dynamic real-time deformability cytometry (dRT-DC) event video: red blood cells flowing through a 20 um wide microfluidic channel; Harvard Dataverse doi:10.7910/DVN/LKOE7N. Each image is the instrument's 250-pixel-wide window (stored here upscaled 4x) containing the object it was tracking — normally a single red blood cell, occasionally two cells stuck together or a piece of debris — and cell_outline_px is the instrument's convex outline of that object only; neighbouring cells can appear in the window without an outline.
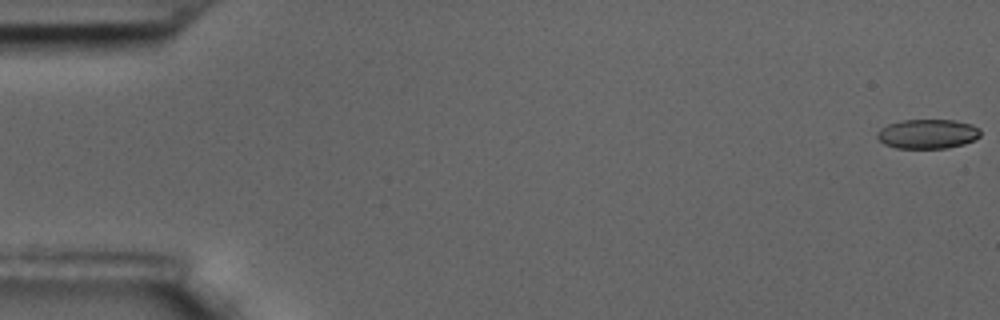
{"species": "common noctule bat (a hibernating species)", "species_latin": "Nyctalus noctula", "temperature_condition": "room temperature", "stored_images_in_passage": 56, "camera_frame_rate_fps": 3000, "um_per_image_px": 0.085, "animal": {"sex": "male", "body_mass_g": 17.5, "forearm_length_mm": 52.3}, "frame": {"image": 1, "passage_image": 1, "time_ms": 0.0, "image_size_px": [1000, 320], "cell_outline_px": [[980, 136], [964, 144], [948, 148], [896, 148], [884, 144], [876, 136], [876, 132], [880, 128], [888, 124], [900, 120], [952, 120], [972, 124], [980, 128]], "centroid_in_image_um": [78.83, 11.38], "position_along_channel_um": 6.2, "area_um2": 17.8}}
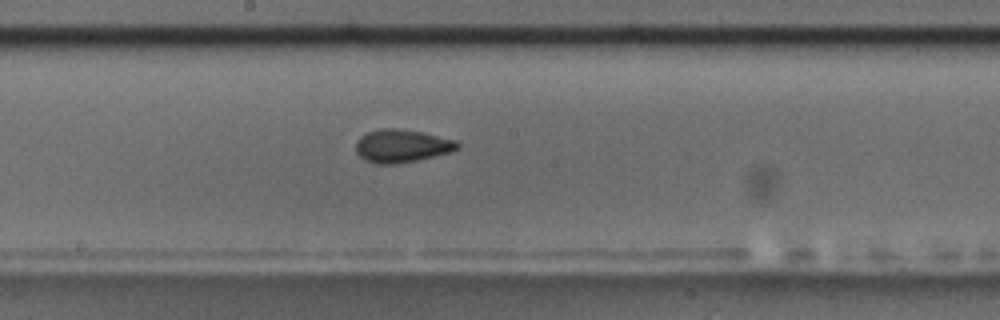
{"frame": {"image": 2, "passage_image": 32, "time_ms": 10.333, "image_size_px": [1000, 320], "cell_outline_px": [[460, 148], [452, 152], [416, 160], [396, 164], [376, 164], [364, 160], [356, 152], [356, 140], [360, 136], [368, 132], [380, 128], [396, 128], [424, 132], [456, 140], [460, 144]], "centroid_in_image_um": [34.16, 12.4], "position_along_channel_um": 214.0, "area_um2": 19.77}}
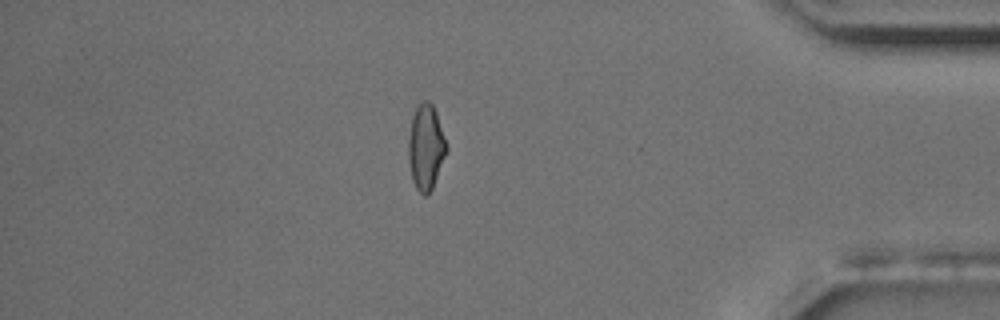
{"frame": {"image": 3, "passage_image": 51, "time_ms": 16.667, "image_size_px": [1000, 320], "cell_outline_px": [[448, 148], [432, 188], [424, 196], [416, 188], [412, 180], [408, 160], [408, 140], [412, 116], [416, 108], [424, 100], [428, 100], [432, 104], [436, 112]], "centroid_in_image_um": [36.18, 12.5], "position_along_channel_um": 399.0, "area_um2": 18.67}}